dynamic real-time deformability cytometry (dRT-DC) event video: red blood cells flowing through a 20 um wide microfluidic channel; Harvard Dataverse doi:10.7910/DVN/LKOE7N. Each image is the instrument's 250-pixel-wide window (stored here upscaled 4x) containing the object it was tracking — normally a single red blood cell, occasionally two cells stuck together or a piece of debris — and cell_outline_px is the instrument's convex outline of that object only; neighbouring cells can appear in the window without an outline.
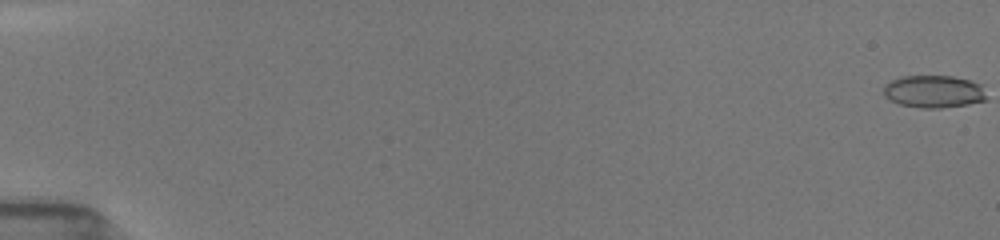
{"species": "common noctule bat (a hibernating species)", "species_latin": "Nyctalus noctula", "temperature_condition": "room temperature", "stored_images_in_passage": 28, "camera_frame_rate_fps": 3000, "um_per_image_px": 0.085, "animal": {"sex": "female", "body_mass_g": 19.5, "forearm_length_mm": 54.1}, "frame": {"image": 1, "passage_image": 1, "time_ms": 0.0, "image_size_px": [1000, 240], "cell_outline_px": [[984, 100], [968, 104], [940, 108], [924, 108], [900, 104], [892, 100], [884, 92], [884, 88], [892, 80], [904, 76], [952, 76], [968, 80], [980, 84], [984, 96]], "centroid_in_image_um": [79.37, 7.78], "position_along_channel_um": 5.6, "area_um2": 18.84}}
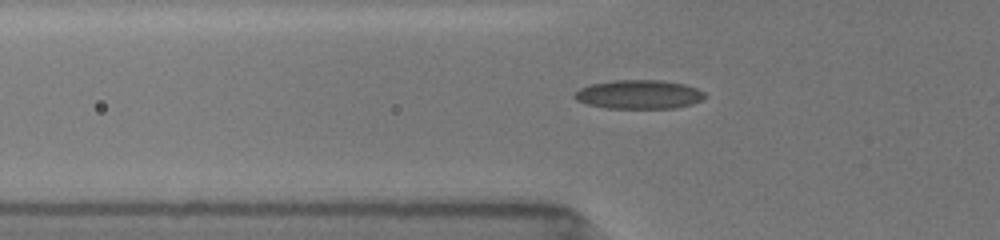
{"frame": {"image": 2, "passage_image": 23, "time_ms": 6.333, "image_size_px": [1000, 240], "cell_outline_px": [[708, 96], [692, 104], [676, 108], [608, 108], [588, 104], [576, 100], [572, 96], [580, 88], [592, 84], [612, 80], [660, 80], [684, 84], [696, 88], [704, 92]], "centroid_in_image_um": [54.32, 8.02], "position_along_channel_um": 71.5, "area_um2": 21.91}}
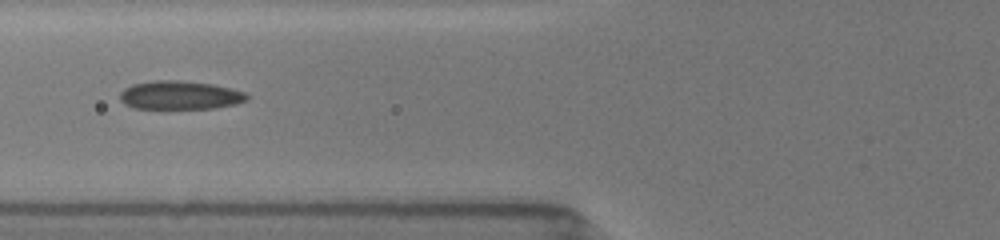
{"frame": {"image": 3, "passage_image": 27, "time_ms": 7.333, "image_size_px": [1000, 240], "cell_outline_px": [[248, 100], [236, 104], [212, 108], [136, 108], [124, 104], [120, 100], [120, 92], [124, 88], [132, 84], [152, 80], [176, 80], [212, 84], [244, 92], [248, 96]], "centroid_in_image_um": [15.26, 8.08], "position_along_channel_um": 110.5, "area_um2": 20.98}}